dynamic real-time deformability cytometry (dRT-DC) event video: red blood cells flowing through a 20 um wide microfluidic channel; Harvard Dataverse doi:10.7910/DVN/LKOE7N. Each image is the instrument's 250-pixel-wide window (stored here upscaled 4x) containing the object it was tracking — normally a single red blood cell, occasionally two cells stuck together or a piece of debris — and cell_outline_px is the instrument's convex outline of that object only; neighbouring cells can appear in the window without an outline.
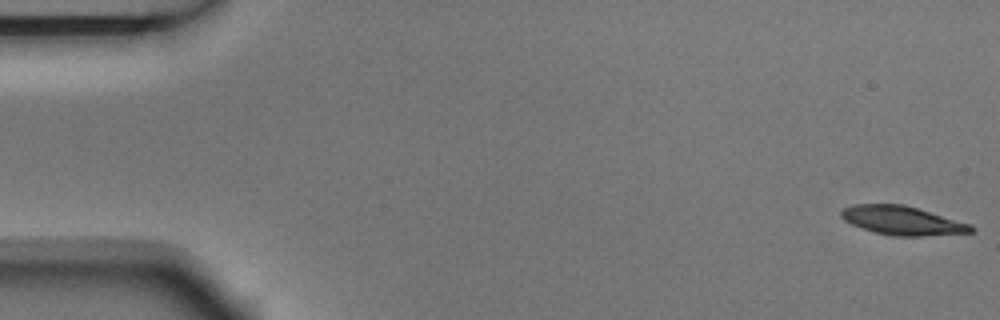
{"species": "Egyptian fruit bat (a non-hibernating species)", "species_latin": "Rousettus aegyptiacus", "temperature_condition": "room temperature", "stored_images_in_passage": 5, "camera_frame_rate_fps": 3000, "um_per_image_px": 0.085, "animal": {"sex": "male"}, "frame": {"image": 1, "passage_image": 1, "time_ms": 0.0, "image_size_px": [1000, 320], "cell_outline_px": [[976, 228], [972, 232], [920, 236], [896, 236], [872, 232], [860, 228], [844, 220], [840, 216], [840, 212], [844, 208], [852, 204], [904, 204], [972, 224]], "centroid_in_image_um": [76.68, 18.74], "position_along_channel_um": 8.3, "area_um2": 21.91}}
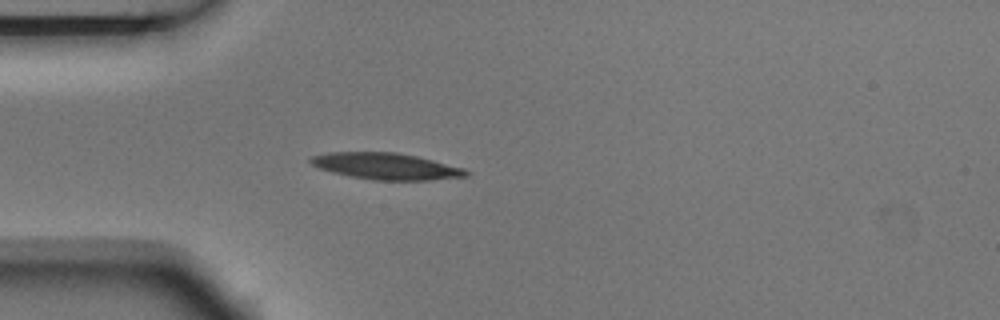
{"frame": {"image": 2, "passage_image": 5, "time_ms": 1.333, "image_size_px": [1000, 320], "cell_outline_px": [[472, 172], [468, 176], [432, 180], [372, 180], [348, 176], [332, 172], [320, 168], [312, 164], [308, 160], [312, 156], [328, 152], [396, 152], [416, 156], [464, 168]], "centroid_in_image_um": [32.83, 14.13], "position_along_channel_um": 52.2, "area_um2": 24.04}}